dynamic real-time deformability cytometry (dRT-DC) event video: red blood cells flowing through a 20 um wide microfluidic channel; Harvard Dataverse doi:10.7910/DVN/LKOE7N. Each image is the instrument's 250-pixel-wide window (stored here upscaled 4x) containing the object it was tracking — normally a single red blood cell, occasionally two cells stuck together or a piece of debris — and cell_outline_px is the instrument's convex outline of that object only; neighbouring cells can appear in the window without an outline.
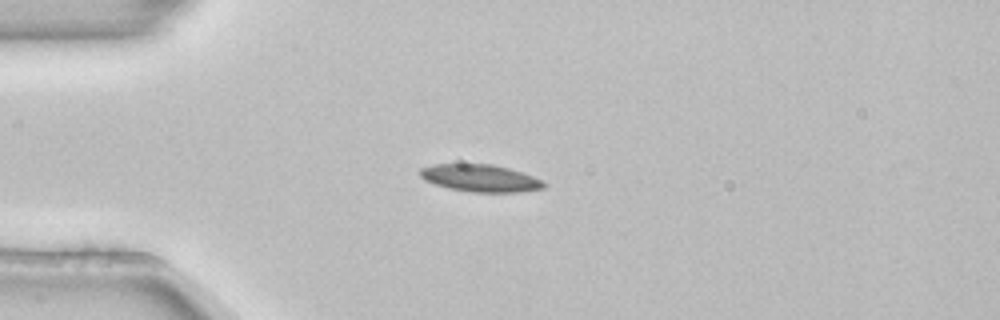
{"species": "common noctule bat (a hibernating species)", "species_latin": "Nyctalus noctula", "temperature_condition": "room temperature", "stored_images_in_passage": 3, "camera_frame_rate_fps": 3000, "um_per_image_px": 0.085, "animal": {"sex": "female", "body_mass_g": 22.7, "forearm_length_mm": 54.2}, "frame": {"image": 1, "passage_image": 2, "time_ms": 0.333, "image_size_px": [1000, 320], "cell_outline_px": [[548, 184], [544, 188], [520, 192], [472, 192], [448, 188], [424, 180], [420, 176], [420, 168], [432, 164], [492, 164], [508, 168], [532, 176]], "centroid_in_image_um": [40.81, 15.14], "position_along_channel_um": 44.2, "area_um2": 19.59}}